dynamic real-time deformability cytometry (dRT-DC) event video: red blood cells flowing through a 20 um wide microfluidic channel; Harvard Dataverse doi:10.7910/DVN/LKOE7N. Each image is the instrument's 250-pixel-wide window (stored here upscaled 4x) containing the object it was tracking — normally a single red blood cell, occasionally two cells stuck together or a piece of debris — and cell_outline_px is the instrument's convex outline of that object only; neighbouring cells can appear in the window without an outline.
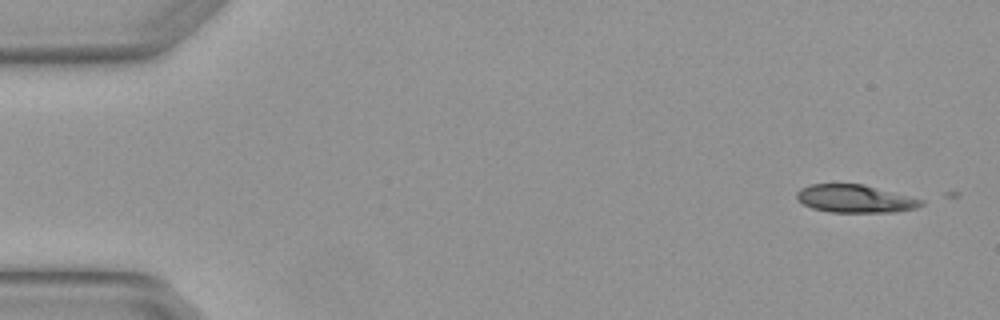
{"species": "Egyptian fruit bat (a non-hibernating species)", "species_latin": "Rousettus aegyptiacus", "temperature_condition": "warm", "stored_images_in_passage": 4, "camera_frame_rate_fps": 3000, "um_per_image_px": 0.085, "animal": {"sex": "female"}, "frame": {"image": 1, "passage_image": 1, "time_ms": 0.0, "image_size_px": [1000, 320], "cell_outline_px": [[924, 204], [916, 208], [896, 212], [828, 212], [812, 208], [796, 200], [796, 192], [800, 188], [808, 184], [864, 184], [924, 200]], "centroid_in_image_um": [72.65, 16.89], "position_along_channel_um": 12.3, "area_um2": 20.35}}